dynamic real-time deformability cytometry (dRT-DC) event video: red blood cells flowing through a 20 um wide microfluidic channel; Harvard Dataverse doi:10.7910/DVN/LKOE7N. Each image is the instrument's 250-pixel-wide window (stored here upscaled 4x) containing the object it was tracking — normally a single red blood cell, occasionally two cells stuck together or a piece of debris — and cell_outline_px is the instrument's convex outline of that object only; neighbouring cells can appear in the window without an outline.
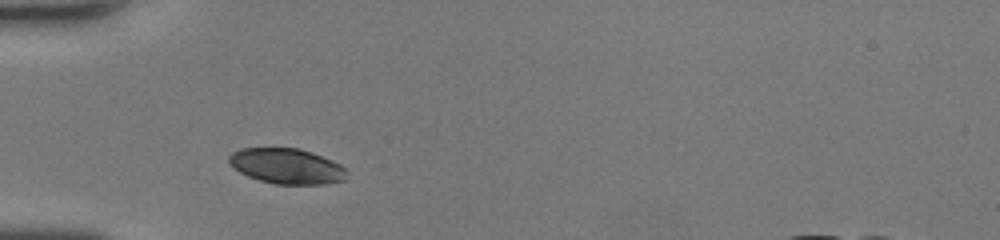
{"species": "human", "species_latin": "Homo sapiens", "temperature_condition": "room temperature", "stored_images_in_passage": 26, "camera_frame_rate_fps": 3000, "um_per_image_px": 0.085, "donor": {"sex": "female"}, "frame": {"image": 1, "passage_image": 1, "time_ms": 0.0, "image_size_px": [1000, 240], "cell_outline_px": [[348, 172], [344, 180], [324, 184], [276, 184], [260, 180], [248, 176], [240, 172], [228, 160], [228, 156], [232, 152], [240, 148], [300, 148], [312, 152], [332, 160], [340, 164]], "centroid_in_image_um": [24.39, 14.11], "position_along_channel_um": 60.6, "area_um2": 24.22}}
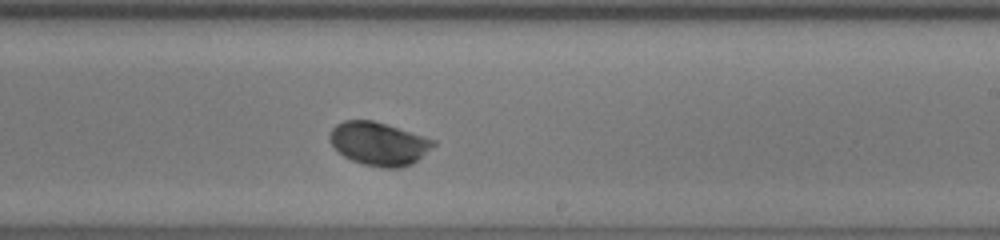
{"frame": {"image": 2, "passage_image": 15, "time_ms": 4.667, "image_size_px": [1000, 240], "cell_outline_px": [[436, 144], [412, 164], [404, 168], [380, 168], [364, 164], [352, 160], [344, 156], [332, 144], [328, 136], [332, 128], [336, 124], [344, 120], [372, 120], [436, 140]], "centroid_in_image_um": [32.19, 12.22], "position_along_channel_um": 256.8, "area_um2": 25.95}}
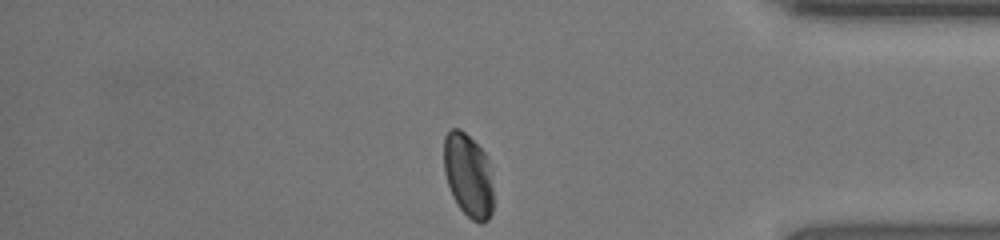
{"frame": {"image": 3, "passage_image": 26, "time_ms": 8.333, "image_size_px": [1000, 240], "cell_outline_px": [[492, 212], [488, 220], [480, 224], [472, 220], [460, 208], [452, 196], [444, 172], [444, 136], [452, 128], [460, 128], [484, 152], [488, 160], [492, 188]], "centroid_in_image_um": [39.79, 14.91], "position_along_channel_um": 395.4, "area_um2": 23.93}, "authors_computed_cell_mechanics": {"area_um2": 25.5765, "velocity_mm_per_s": 4.3653, "shape_relaxation_time_tau1_ms": 1.543, "shape_relaxation_time_tau2_ms": null, "deformation_change_tau1": 0.1128, "deformation_change_tau2": null}}